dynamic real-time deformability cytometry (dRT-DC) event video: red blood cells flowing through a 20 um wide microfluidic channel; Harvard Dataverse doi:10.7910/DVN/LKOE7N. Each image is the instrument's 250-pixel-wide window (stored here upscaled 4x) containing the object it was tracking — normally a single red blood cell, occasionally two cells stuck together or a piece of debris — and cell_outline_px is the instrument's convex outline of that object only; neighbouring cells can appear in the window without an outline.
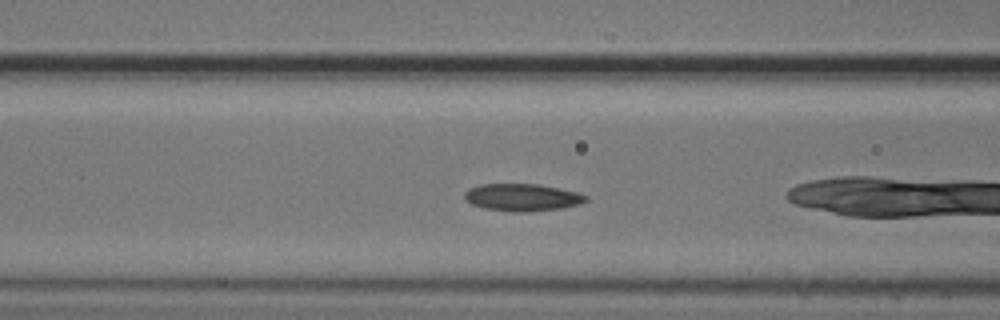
{"species": "common noctule bat (a hibernating species)", "species_latin": "Nyctalus noctula", "temperature_condition": "cold", "stored_images_in_passage": 14, "camera_frame_rate_fps": 3000, "um_per_image_px": 0.085, "animal": {"sex": "male", "body_mass_g": 20.5, "forearm_length_mm": 52.5}, "frame": {"image": 1, "passage_image": 5, "time_ms": 1.333, "image_size_px": [1000, 320], "cell_outline_px": [[588, 200], [580, 204], [560, 208], [528, 212], [516, 212], [484, 208], [472, 204], [464, 200], [464, 192], [468, 188], [480, 184], [540, 184], [580, 192], [588, 196]], "centroid_in_image_um": [44.4, 16.77], "position_along_channel_um": 122.2, "area_um2": 19.54}}
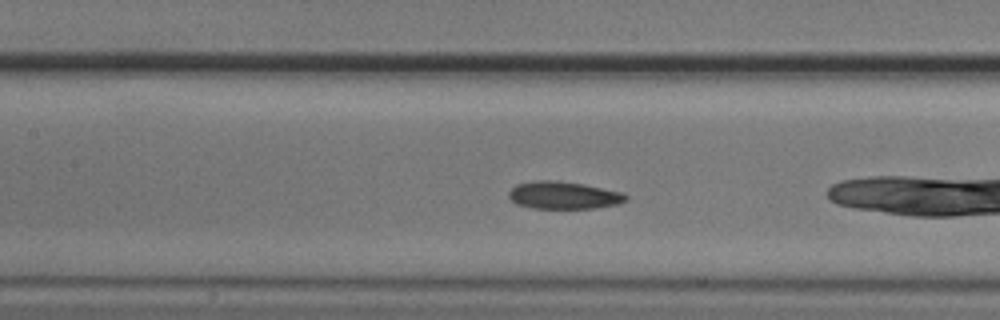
{"frame": {"image": 2, "passage_image": 8, "time_ms": 2.333, "image_size_px": [1000, 320], "cell_outline_px": [[628, 200], [616, 204], [592, 208], [532, 208], [516, 204], [508, 196], [508, 192], [516, 184], [532, 180], [556, 180], [584, 184], [624, 192], [628, 196]], "centroid_in_image_um": [47.9, 16.58], "position_along_channel_um": 159.5, "area_um2": 18.9}}
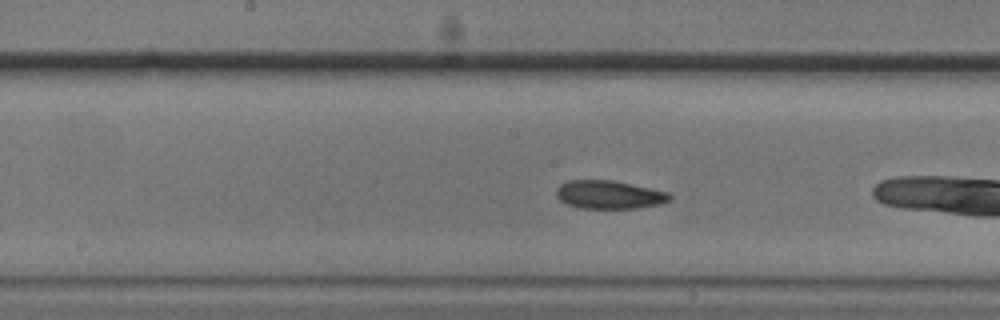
{"frame": {"image": 3, "passage_image": 11, "time_ms": 3.333, "image_size_px": [1000, 320], "cell_outline_px": [[672, 200], [656, 204], [636, 208], [580, 208], [568, 204], [560, 200], [556, 196], [556, 188], [560, 184], [568, 180], [612, 180], [632, 184], [668, 192], [672, 196]], "centroid_in_image_um": [51.75, 16.54], "position_along_channel_um": 196.4, "area_um2": 18.61}}